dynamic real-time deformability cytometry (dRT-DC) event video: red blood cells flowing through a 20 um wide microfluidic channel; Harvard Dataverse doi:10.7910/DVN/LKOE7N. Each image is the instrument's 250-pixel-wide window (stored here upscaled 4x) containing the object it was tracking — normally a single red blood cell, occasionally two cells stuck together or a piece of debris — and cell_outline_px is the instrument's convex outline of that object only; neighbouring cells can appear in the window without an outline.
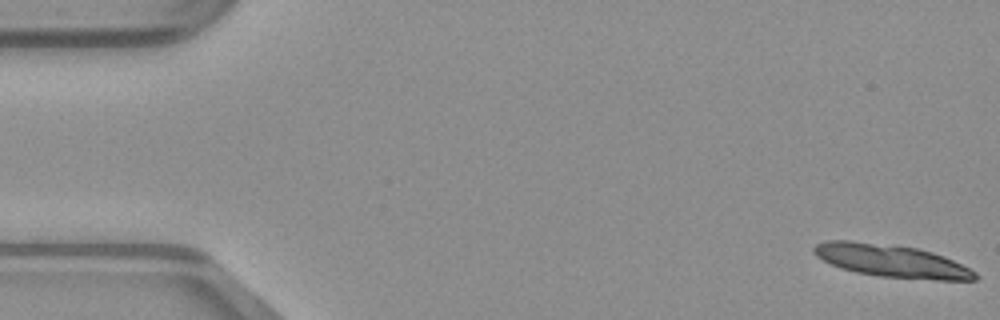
{"species": "common noctule bat (a hibernating species)", "species_latin": "Nyctalus noctula", "temperature_condition": "warm", "stored_images_in_passage": 9, "camera_frame_rate_fps": 3000, "um_per_image_px": 0.085, "animal": {"sex": "male", "body_mass_g": 23.1, "forearm_length_mm": 52.7}, "frame": {"image": 1, "passage_image": 1, "time_ms": 0.0, "image_size_px": [1000, 320], "cell_outline_px": [[980, 276], [976, 280], [936, 280], [880, 276], [856, 272], [840, 268], [816, 256], [812, 252], [812, 248], [816, 244], [828, 240], [848, 240], [916, 248], [932, 252], [944, 256], [976, 272]], "centroid_in_image_um": [75.77, 22.18], "position_along_channel_um": 9.2, "area_um2": 30.4}}